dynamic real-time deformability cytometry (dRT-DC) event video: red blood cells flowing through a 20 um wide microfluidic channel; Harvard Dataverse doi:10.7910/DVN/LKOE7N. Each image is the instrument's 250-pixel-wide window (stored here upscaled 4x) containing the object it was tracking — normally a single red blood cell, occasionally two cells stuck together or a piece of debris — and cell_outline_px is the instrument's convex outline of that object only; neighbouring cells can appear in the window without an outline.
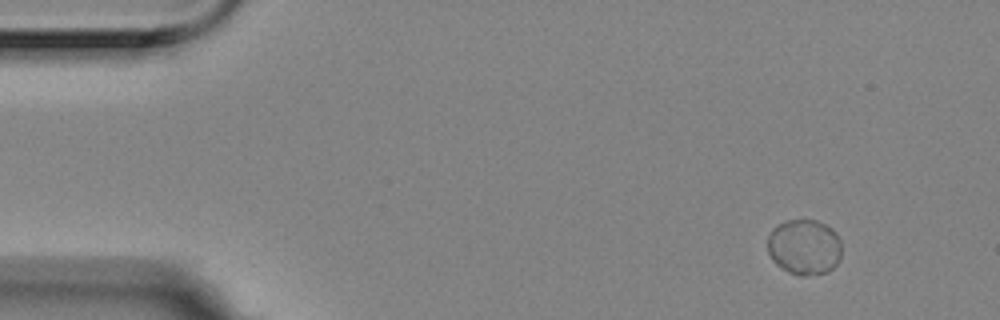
{"species": "Egyptian fruit bat (a non-hibernating species)", "species_latin": "Rousettus aegyptiacus", "temperature_condition": "room temperature", "stored_images_in_passage": 8, "camera_frame_rate_fps": 3000, "um_per_image_px": 0.085, "animal": {"sex": "female"}, "frame": {"image": 1, "passage_image": 1, "time_ms": 0.0, "image_size_px": [1000, 320], "cell_outline_px": [[840, 260], [828, 272], [804, 276], [788, 272], [776, 264], [772, 260], [768, 252], [768, 236], [772, 228], [776, 224], [788, 220], [816, 220], [832, 228], [836, 232], [840, 240]], "centroid_in_image_um": [68.35, 20.99], "position_along_channel_um": 16.6, "area_um2": 24.1}}
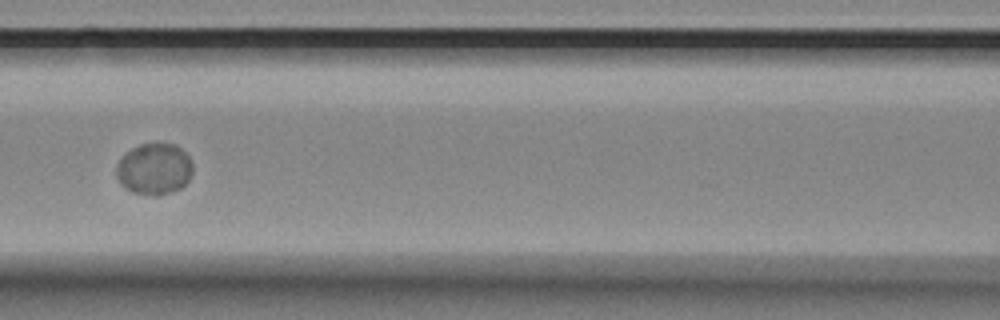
{"frame": {"image": 2, "passage_image": 7, "time_ms": 2.0, "image_size_px": [1000, 320], "cell_outline_px": [[192, 172], [188, 180], [180, 188], [156, 196], [152, 196], [132, 192], [120, 184], [116, 176], [116, 164], [120, 156], [132, 148], [140, 144], [176, 144], [192, 160]], "centroid_in_image_um": [13.07, 14.36], "position_along_channel_um": 153.5, "area_um2": 22.95}}
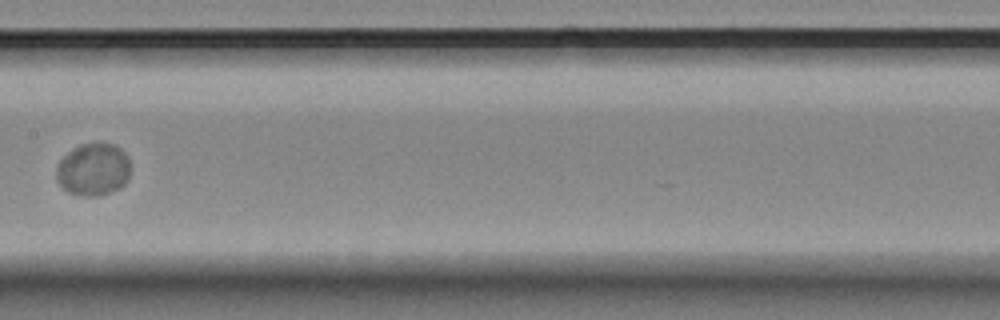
{"frame": {"image": 3, "passage_image": 8, "time_ms": 2.333, "image_size_px": [1000, 320], "cell_outline_px": [[132, 168], [128, 180], [120, 188], [100, 196], [84, 196], [68, 192], [60, 184], [56, 176], [56, 168], [60, 160], [68, 152], [80, 144], [112, 144], [120, 148], [128, 156]], "centroid_in_image_um": [7.97, 14.42], "position_along_channel_um": 199.4, "area_um2": 22.77}}